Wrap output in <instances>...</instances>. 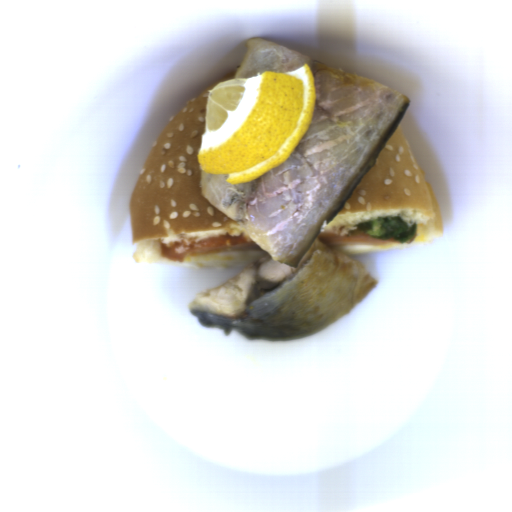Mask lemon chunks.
<instances>
[{
  "label": "lemon chunks",
  "mask_w": 512,
  "mask_h": 512,
  "mask_svg": "<svg viewBox=\"0 0 512 512\" xmlns=\"http://www.w3.org/2000/svg\"><path fill=\"white\" fill-rule=\"evenodd\" d=\"M315 78L291 71L229 79L209 90L197 154L203 172L243 184L288 159L311 126Z\"/></svg>",
  "instance_id": "e0be4373"
}]
</instances>
